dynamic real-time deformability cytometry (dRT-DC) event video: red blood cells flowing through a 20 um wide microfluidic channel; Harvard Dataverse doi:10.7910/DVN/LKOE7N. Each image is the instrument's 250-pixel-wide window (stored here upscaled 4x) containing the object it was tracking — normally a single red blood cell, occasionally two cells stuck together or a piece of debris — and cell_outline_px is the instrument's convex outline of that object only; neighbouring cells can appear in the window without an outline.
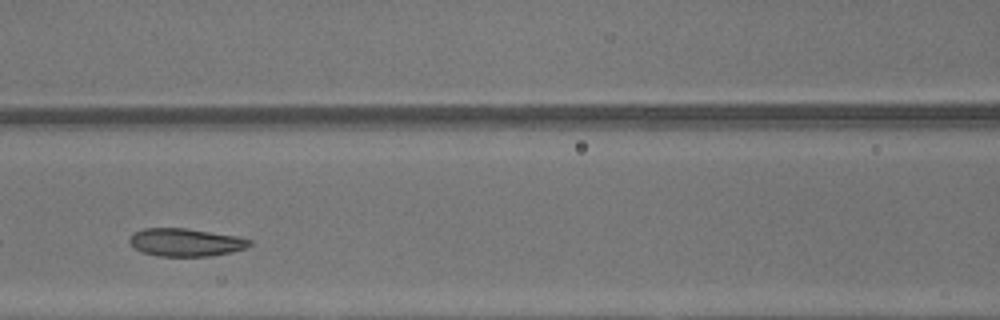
{"species": "common noctule bat (a hibernating species)", "species_latin": "Nyctalus noctula", "temperature_condition": "warm", "stored_images_in_passage": 24, "camera_frame_rate_fps": 3000, "um_per_image_px": 0.085, "animal": {"sex": "male", "body_mass_g": 13.3}, "frame": {"image": 1, "passage_image": 8, "time_ms": 2.333, "image_size_px": [1000, 320], "cell_outline_px": [[252, 244], [248, 248], [232, 252], [212, 256], [156, 256], [144, 252], [136, 248], [128, 240], [132, 232], [144, 228], [184, 228], [236, 236], [252, 240]], "centroid_in_image_um": [15.8, 20.6], "position_along_channel_um": 150.8, "area_um2": 19.54}}
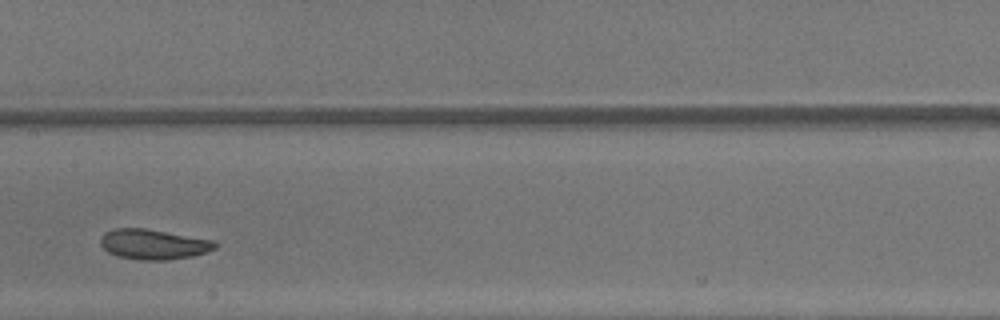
{"frame": {"image": 2, "passage_image": 11, "time_ms": 3.333, "image_size_px": [1000, 320], "cell_outline_px": [[216, 248], [192, 256], [168, 260], [140, 260], [116, 256], [108, 252], [100, 244], [100, 240], [104, 232], [112, 228], [144, 228], [212, 240], [216, 244]], "centroid_in_image_um": [12.98, 20.76], "position_along_channel_um": 194.4, "area_um2": 20.0}, "authors_computed_cell_mechanics": {"area_um2": 19.9699, "velocity_mm_per_s": 4.3619, "shape_relaxation_time_tau1_ms": 2.9478, "shape_relaxation_time_tau2_ms": 1.7359, "deformation_change_tau1": 0.0933, "deformation_change_tau2": 0.0844}}